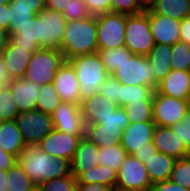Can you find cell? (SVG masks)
Here are the masks:
<instances>
[{
	"instance_id": "obj_1",
	"label": "cell",
	"mask_w": 190,
	"mask_h": 191,
	"mask_svg": "<svg viewBox=\"0 0 190 191\" xmlns=\"http://www.w3.org/2000/svg\"><path fill=\"white\" fill-rule=\"evenodd\" d=\"M17 163L35 185L71 174L70 162L54 158L38 145H29L17 157Z\"/></svg>"
},
{
	"instance_id": "obj_2",
	"label": "cell",
	"mask_w": 190,
	"mask_h": 191,
	"mask_svg": "<svg viewBox=\"0 0 190 191\" xmlns=\"http://www.w3.org/2000/svg\"><path fill=\"white\" fill-rule=\"evenodd\" d=\"M60 51L66 61L76 56L97 53L96 15L80 20H67Z\"/></svg>"
},
{
	"instance_id": "obj_3",
	"label": "cell",
	"mask_w": 190,
	"mask_h": 191,
	"mask_svg": "<svg viewBox=\"0 0 190 191\" xmlns=\"http://www.w3.org/2000/svg\"><path fill=\"white\" fill-rule=\"evenodd\" d=\"M67 61L78 79L81 101L97 94L103 81L110 75L97 53L76 56Z\"/></svg>"
},
{
	"instance_id": "obj_4",
	"label": "cell",
	"mask_w": 190,
	"mask_h": 191,
	"mask_svg": "<svg viewBox=\"0 0 190 191\" xmlns=\"http://www.w3.org/2000/svg\"><path fill=\"white\" fill-rule=\"evenodd\" d=\"M129 124L123 107H117L101 123L85 125V136L99 147L121 144L123 131Z\"/></svg>"
},
{
	"instance_id": "obj_5",
	"label": "cell",
	"mask_w": 190,
	"mask_h": 191,
	"mask_svg": "<svg viewBox=\"0 0 190 191\" xmlns=\"http://www.w3.org/2000/svg\"><path fill=\"white\" fill-rule=\"evenodd\" d=\"M150 31L149 9L134 15H126L124 46L132 54L147 56L154 47Z\"/></svg>"
},
{
	"instance_id": "obj_6",
	"label": "cell",
	"mask_w": 190,
	"mask_h": 191,
	"mask_svg": "<svg viewBox=\"0 0 190 191\" xmlns=\"http://www.w3.org/2000/svg\"><path fill=\"white\" fill-rule=\"evenodd\" d=\"M65 61L60 50L39 49L32 54L23 78L31 79L41 86L53 83L56 72Z\"/></svg>"
},
{
	"instance_id": "obj_7",
	"label": "cell",
	"mask_w": 190,
	"mask_h": 191,
	"mask_svg": "<svg viewBox=\"0 0 190 191\" xmlns=\"http://www.w3.org/2000/svg\"><path fill=\"white\" fill-rule=\"evenodd\" d=\"M38 46L61 50L67 19L62 12L44 8L38 15Z\"/></svg>"
},
{
	"instance_id": "obj_8",
	"label": "cell",
	"mask_w": 190,
	"mask_h": 191,
	"mask_svg": "<svg viewBox=\"0 0 190 191\" xmlns=\"http://www.w3.org/2000/svg\"><path fill=\"white\" fill-rule=\"evenodd\" d=\"M15 120L26 146L38 145L54 130L51 115L38 109L21 112Z\"/></svg>"
},
{
	"instance_id": "obj_9",
	"label": "cell",
	"mask_w": 190,
	"mask_h": 191,
	"mask_svg": "<svg viewBox=\"0 0 190 191\" xmlns=\"http://www.w3.org/2000/svg\"><path fill=\"white\" fill-rule=\"evenodd\" d=\"M121 84L150 86L156 89L152 66L144 55L133 54L112 74Z\"/></svg>"
},
{
	"instance_id": "obj_10",
	"label": "cell",
	"mask_w": 190,
	"mask_h": 191,
	"mask_svg": "<svg viewBox=\"0 0 190 191\" xmlns=\"http://www.w3.org/2000/svg\"><path fill=\"white\" fill-rule=\"evenodd\" d=\"M98 49L108 50L124 46L126 15L102 13L96 15Z\"/></svg>"
},
{
	"instance_id": "obj_11",
	"label": "cell",
	"mask_w": 190,
	"mask_h": 191,
	"mask_svg": "<svg viewBox=\"0 0 190 191\" xmlns=\"http://www.w3.org/2000/svg\"><path fill=\"white\" fill-rule=\"evenodd\" d=\"M188 100L153 94L152 114L156 126L171 127L185 119Z\"/></svg>"
},
{
	"instance_id": "obj_12",
	"label": "cell",
	"mask_w": 190,
	"mask_h": 191,
	"mask_svg": "<svg viewBox=\"0 0 190 191\" xmlns=\"http://www.w3.org/2000/svg\"><path fill=\"white\" fill-rule=\"evenodd\" d=\"M151 182L143 162L128 155L117 172L116 188L149 191Z\"/></svg>"
},
{
	"instance_id": "obj_13",
	"label": "cell",
	"mask_w": 190,
	"mask_h": 191,
	"mask_svg": "<svg viewBox=\"0 0 190 191\" xmlns=\"http://www.w3.org/2000/svg\"><path fill=\"white\" fill-rule=\"evenodd\" d=\"M85 135H70L59 130H53L38 146L54 158H62L71 163L80 140Z\"/></svg>"
},
{
	"instance_id": "obj_14",
	"label": "cell",
	"mask_w": 190,
	"mask_h": 191,
	"mask_svg": "<svg viewBox=\"0 0 190 191\" xmlns=\"http://www.w3.org/2000/svg\"><path fill=\"white\" fill-rule=\"evenodd\" d=\"M51 117L55 130L70 135H85V124L80 105L61 101Z\"/></svg>"
},
{
	"instance_id": "obj_15",
	"label": "cell",
	"mask_w": 190,
	"mask_h": 191,
	"mask_svg": "<svg viewBox=\"0 0 190 191\" xmlns=\"http://www.w3.org/2000/svg\"><path fill=\"white\" fill-rule=\"evenodd\" d=\"M53 87L61 101L75 105L81 104L80 85L74 68L68 61H65L56 72Z\"/></svg>"
},
{
	"instance_id": "obj_16",
	"label": "cell",
	"mask_w": 190,
	"mask_h": 191,
	"mask_svg": "<svg viewBox=\"0 0 190 191\" xmlns=\"http://www.w3.org/2000/svg\"><path fill=\"white\" fill-rule=\"evenodd\" d=\"M156 129L154 122H133L123 131L121 146L128 155H133L136 150L149 147L153 141Z\"/></svg>"
},
{
	"instance_id": "obj_17",
	"label": "cell",
	"mask_w": 190,
	"mask_h": 191,
	"mask_svg": "<svg viewBox=\"0 0 190 191\" xmlns=\"http://www.w3.org/2000/svg\"><path fill=\"white\" fill-rule=\"evenodd\" d=\"M149 23L155 43L172 46L180 41L181 21L156 15L149 9Z\"/></svg>"
},
{
	"instance_id": "obj_18",
	"label": "cell",
	"mask_w": 190,
	"mask_h": 191,
	"mask_svg": "<svg viewBox=\"0 0 190 191\" xmlns=\"http://www.w3.org/2000/svg\"><path fill=\"white\" fill-rule=\"evenodd\" d=\"M9 87L19 112L36 109L41 85L28 78L13 79Z\"/></svg>"
},
{
	"instance_id": "obj_19",
	"label": "cell",
	"mask_w": 190,
	"mask_h": 191,
	"mask_svg": "<svg viewBox=\"0 0 190 191\" xmlns=\"http://www.w3.org/2000/svg\"><path fill=\"white\" fill-rule=\"evenodd\" d=\"M155 91L168 97L189 100L190 72L171 70L170 73L158 83Z\"/></svg>"
},
{
	"instance_id": "obj_20",
	"label": "cell",
	"mask_w": 190,
	"mask_h": 191,
	"mask_svg": "<svg viewBox=\"0 0 190 191\" xmlns=\"http://www.w3.org/2000/svg\"><path fill=\"white\" fill-rule=\"evenodd\" d=\"M118 106L99 92L81 101L84 124H98L108 117Z\"/></svg>"
},
{
	"instance_id": "obj_21",
	"label": "cell",
	"mask_w": 190,
	"mask_h": 191,
	"mask_svg": "<svg viewBox=\"0 0 190 191\" xmlns=\"http://www.w3.org/2000/svg\"><path fill=\"white\" fill-rule=\"evenodd\" d=\"M153 143L158 152L181 159L190 155L185 144L178 138L171 127L156 126Z\"/></svg>"
},
{
	"instance_id": "obj_22",
	"label": "cell",
	"mask_w": 190,
	"mask_h": 191,
	"mask_svg": "<svg viewBox=\"0 0 190 191\" xmlns=\"http://www.w3.org/2000/svg\"><path fill=\"white\" fill-rule=\"evenodd\" d=\"M98 151L99 146L93 144L86 136L80 140L70 163L71 174L75 179L99 164Z\"/></svg>"
},
{
	"instance_id": "obj_23",
	"label": "cell",
	"mask_w": 190,
	"mask_h": 191,
	"mask_svg": "<svg viewBox=\"0 0 190 191\" xmlns=\"http://www.w3.org/2000/svg\"><path fill=\"white\" fill-rule=\"evenodd\" d=\"M0 52L11 77L13 79L23 78L33 52L28 48L13 46L8 40Z\"/></svg>"
},
{
	"instance_id": "obj_24",
	"label": "cell",
	"mask_w": 190,
	"mask_h": 191,
	"mask_svg": "<svg viewBox=\"0 0 190 191\" xmlns=\"http://www.w3.org/2000/svg\"><path fill=\"white\" fill-rule=\"evenodd\" d=\"M7 40L13 46L30 49L33 53L40 49L38 46V16L36 15L25 25H16L8 34Z\"/></svg>"
},
{
	"instance_id": "obj_25",
	"label": "cell",
	"mask_w": 190,
	"mask_h": 191,
	"mask_svg": "<svg viewBox=\"0 0 190 191\" xmlns=\"http://www.w3.org/2000/svg\"><path fill=\"white\" fill-rule=\"evenodd\" d=\"M25 148L16 120L0 122V149L17 158Z\"/></svg>"
},
{
	"instance_id": "obj_26",
	"label": "cell",
	"mask_w": 190,
	"mask_h": 191,
	"mask_svg": "<svg viewBox=\"0 0 190 191\" xmlns=\"http://www.w3.org/2000/svg\"><path fill=\"white\" fill-rule=\"evenodd\" d=\"M174 157L161 152L153 154L144 164L152 184L170 179L171 172L176 163Z\"/></svg>"
},
{
	"instance_id": "obj_27",
	"label": "cell",
	"mask_w": 190,
	"mask_h": 191,
	"mask_svg": "<svg viewBox=\"0 0 190 191\" xmlns=\"http://www.w3.org/2000/svg\"><path fill=\"white\" fill-rule=\"evenodd\" d=\"M152 66V72L156 79V87L172 70L171 68V46L155 43L154 47L146 56Z\"/></svg>"
},
{
	"instance_id": "obj_28",
	"label": "cell",
	"mask_w": 190,
	"mask_h": 191,
	"mask_svg": "<svg viewBox=\"0 0 190 191\" xmlns=\"http://www.w3.org/2000/svg\"><path fill=\"white\" fill-rule=\"evenodd\" d=\"M150 10L156 15L181 21L190 16V0H155Z\"/></svg>"
},
{
	"instance_id": "obj_29",
	"label": "cell",
	"mask_w": 190,
	"mask_h": 191,
	"mask_svg": "<svg viewBox=\"0 0 190 191\" xmlns=\"http://www.w3.org/2000/svg\"><path fill=\"white\" fill-rule=\"evenodd\" d=\"M77 183L92 184L101 183L116 188L117 171L108 168L106 165L98 164L90 170L82 173L77 179Z\"/></svg>"
},
{
	"instance_id": "obj_30",
	"label": "cell",
	"mask_w": 190,
	"mask_h": 191,
	"mask_svg": "<svg viewBox=\"0 0 190 191\" xmlns=\"http://www.w3.org/2000/svg\"><path fill=\"white\" fill-rule=\"evenodd\" d=\"M155 89L150 86L121 84L119 88L118 107L128 102L140 100H153Z\"/></svg>"
},
{
	"instance_id": "obj_31",
	"label": "cell",
	"mask_w": 190,
	"mask_h": 191,
	"mask_svg": "<svg viewBox=\"0 0 190 191\" xmlns=\"http://www.w3.org/2000/svg\"><path fill=\"white\" fill-rule=\"evenodd\" d=\"M97 54L106 70L111 75L119 68L126 58H130L133 55L125 46L108 50L98 49Z\"/></svg>"
},
{
	"instance_id": "obj_32",
	"label": "cell",
	"mask_w": 190,
	"mask_h": 191,
	"mask_svg": "<svg viewBox=\"0 0 190 191\" xmlns=\"http://www.w3.org/2000/svg\"><path fill=\"white\" fill-rule=\"evenodd\" d=\"M128 154L122 148L121 144L99 147L98 159L99 164L106 165L115 171H119L122 163L127 158Z\"/></svg>"
},
{
	"instance_id": "obj_33",
	"label": "cell",
	"mask_w": 190,
	"mask_h": 191,
	"mask_svg": "<svg viewBox=\"0 0 190 191\" xmlns=\"http://www.w3.org/2000/svg\"><path fill=\"white\" fill-rule=\"evenodd\" d=\"M130 123L153 122L152 100L131 101L123 106Z\"/></svg>"
},
{
	"instance_id": "obj_34",
	"label": "cell",
	"mask_w": 190,
	"mask_h": 191,
	"mask_svg": "<svg viewBox=\"0 0 190 191\" xmlns=\"http://www.w3.org/2000/svg\"><path fill=\"white\" fill-rule=\"evenodd\" d=\"M6 182L5 191H30L35 186L17 162L7 170Z\"/></svg>"
},
{
	"instance_id": "obj_35",
	"label": "cell",
	"mask_w": 190,
	"mask_h": 191,
	"mask_svg": "<svg viewBox=\"0 0 190 191\" xmlns=\"http://www.w3.org/2000/svg\"><path fill=\"white\" fill-rule=\"evenodd\" d=\"M60 102L61 99L53 87V83L44 84L40 87L36 109L51 115Z\"/></svg>"
},
{
	"instance_id": "obj_36",
	"label": "cell",
	"mask_w": 190,
	"mask_h": 191,
	"mask_svg": "<svg viewBox=\"0 0 190 191\" xmlns=\"http://www.w3.org/2000/svg\"><path fill=\"white\" fill-rule=\"evenodd\" d=\"M171 68L190 72V46L183 42H176L171 46Z\"/></svg>"
},
{
	"instance_id": "obj_37",
	"label": "cell",
	"mask_w": 190,
	"mask_h": 191,
	"mask_svg": "<svg viewBox=\"0 0 190 191\" xmlns=\"http://www.w3.org/2000/svg\"><path fill=\"white\" fill-rule=\"evenodd\" d=\"M19 113L11 88L6 86L0 93V122L15 120Z\"/></svg>"
},
{
	"instance_id": "obj_38",
	"label": "cell",
	"mask_w": 190,
	"mask_h": 191,
	"mask_svg": "<svg viewBox=\"0 0 190 191\" xmlns=\"http://www.w3.org/2000/svg\"><path fill=\"white\" fill-rule=\"evenodd\" d=\"M170 180L190 189V155L176 160Z\"/></svg>"
},
{
	"instance_id": "obj_39",
	"label": "cell",
	"mask_w": 190,
	"mask_h": 191,
	"mask_svg": "<svg viewBox=\"0 0 190 191\" xmlns=\"http://www.w3.org/2000/svg\"><path fill=\"white\" fill-rule=\"evenodd\" d=\"M76 184L77 180L70 174L42 182L39 187L42 191H76Z\"/></svg>"
},
{
	"instance_id": "obj_40",
	"label": "cell",
	"mask_w": 190,
	"mask_h": 191,
	"mask_svg": "<svg viewBox=\"0 0 190 191\" xmlns=\"http://www.w3.org/2000/svg\"><path fill=\"white\" fill-rule=\"evenodd\" d=\"M10 27L6 35L16 26L25 25L35 17V8L9 7Z\"/></svg>"
},
{
	"instance_id": "obj_41",
	"label": "cell",
	"mask_w": 190,
	"mask_h": 191,
	"mask_svg": "<svg viewBox=\"0 0 190 191\" xmlns=\"http://www.w3.org/2000/svg\"><path fill=\"white\" fill-rule=\"evenodd\" d=\"M62 13L67 20L85 19L91 15L83 0H70Z\"/></svg>"
},
{
	"instance_id": "obj_42",
	"label": "cell",
	"mask_w": 190,
	"mask_h": 191,
	"mask_svg": "<svg viewBox=\"0 0 190 191\" xmlns=\"http://www.w3.org/2000/svg\"><path fill=\"white\" fill-rule=\"evenodd\" d=\"M121 83L111 74L103 81L99 93L118 106Z\"/></svg>"
},
{
	"instance_id": "obj_43",
	"label": "cell",
	"mask_w": 190,
	"mask_h": 191,
	"mask_svg": "<svg viewBox=\"0 0 190 191\" xmlns=\"http://www.w3.org/2000/svg\"><path fill=\"white\" fill-rule=\"evenodd\" d=\"M144 11L136 0H111V12L134 15Z\"/></svg>"
},
{
	"instance_id": "obj_44",
	"label": "cell",
	"mask_w": 190,
	"mask_h": 191,
	"mask_svg": "<svg viewBox=\"0 0 190 191\" xmlns=\"http://www.w3.org/2000/svg\"><path fill=\"white\" fill-rule=\"evenodd\" d=\"M91 15L111 12V0H83Z\"/></svg>"
},
{
	"instance_id": "obj_45",
	"label": "cell",
	"mask_w": 190,
	"mask_h": 191,
	"mask_svg": "<svg viewBox=\"0 0 190 191\" xmlns=\"http://www.w3.org/2000/svg\"><path fill=\"white\" fill-rule=\"evenodd\" d=\"M9 7L35 8V16L44 8V0H11Z\"/></svg>"
},
{
	"instance_id": "obj_46",
	"label": "cell",
	"mask_w": 190,
	"mask_h": 191,
	"mask_svg": "<svg viewBox=\"0 0 190 191\" xmlns=\"http://www.w3.org/2000/svg\"><path fill=\"white\" fill-rule=\"evenodd\" d=\"M179 139L185 144L186 149L190 152V130L185 126V122L181 121L171 126Z\"/></svg>"
},
{
	"instance_id": "obj_47",
	"label": "cell",
	"mask_w": 190,
	"mask_h": 191,
	"mask_svg": "<svg viewBox=\"0 0 190 191\" xmlns=\"http://www.w3.org/2000/svg\"><path fill=\"white\" fill-rule=\"evenodd\" d=\"M149 191H190V189L178 185L169 179L152 184Z\"/></svg>"
},
{
	"instance_id": "obj_48",
	"label": "cell",
	"mask_w": 190,
	"mask_h": 191,
	"mask_svg": "<svg viewBox=\"0 0 190 191\" xmlns=\"http://www.w3.org/2000/svg\"><path fill=\"white\" fill-rule=\"evenodd\" d=\"M158 152L153 141L149 143V147H143L140 150H136L133 156L138 158L144 164L147 162V159L150 158L153 154Z\"/></svg>"
},
{
	"instance_id": "obj_49",
	"label": "cell",
	"mask_w": 190,
	"mask_h": 191,
	"mask_svg": "<svg viewBox=\"0 0 190 191\" xmlns=\"http://www.w3.org/2000/svg\"><path fill=\"white\" fill-rule=\"evenodd\" d=\"M76 191H114V189L101 183H92V184L77 183Z\"/></svg>"
},
{
	"instance_id": "obj_50",
	"label": "cell",
	"mask_w": 190,
	"mask_h": 191,
	"mask_svg": "<svg viewBox=\"0 0 190 191\" xmlns=\"http://www.w3.org/2000/svg\"><path fill=\"white\" fill-rule=\"evenodd\" d=\"M17 162V158L5 152L3 149H0V170L7 171Z\"/></svg>"
},
{
	"instance_id": "obj_51",
	"label": "cell",
	"mask_w": 190,
	"mask_h": 191,
	"mask_svg": "<svg viewBox=\"0 0 190 191\" xmlns=\"http://www.w3.org/2000/svg\"><path fill=\"white\" fill-rule=\"evenodd\" d=\"M180 42L186 43L190 46V16H186L181 20Z\"/></svg>"
},
{
	"instance_id": "obj_52",
	"label": "cell",
	"mask_w": 190,
	"mask_h": 191,
	"mask_svg": "<svg viewBox=\"0 0 190 191\" xmlns=\"http://www.w3.org/2000/svg\"><path fill=\"white\" fill-rule=\"evenodd\" d=\"M9 4L0 5V29L5 33L10 27Z\"/></svg>"
},
{
	"instance_id": "obj_53",
	"label": "cell",
	"mask_w": 190,
	"mask_h": 191,
	"mask_svg": "<svg viewBox=\"0 0 190 191\" xmlns=\"http://www.w3.org/2000/svg\"><path fill=\"white\" fill-rule=\"evenodd\" d=\"M13 80L11 77L9 70L5 66V60L0 52V84L9 86L10 82Z\"/></svg>"
},
{
	"instance_id": "obj_54",
	"label": "cell",
	"mask_w": 190,
	"mask_h": 191,
	"mask_svg": "<svg viewBox=\"0 0 190 191\" xmlns=\"http://www.w3.org/2000/svg\"><path fill=\"white\" fill-rule=\"evenodd\" d=\"M70 0H44L45 8L57 12H63Z\"/></svg>"
},
{
	"instance_id": "obj_55",
	"label": "cell",
	"mask_w": 190,
	"mask_h": 191,
	"mask_svg": "<svg viewBox=\"0 0 190 191\" xmlns=\"http://www.w3.org/2000/svg\"><path fill=\"white\" fill-rule=\"evenodd\" d=\"M7 171L0 170V191H5L7 184Z\"/></svg>"
},
{
	"instance_id": "obj_56",
	"label": "cell",
	"mask_w": 190,
	"mask_h": 191,
	"mask_svg": "<svg viewBox=\"0 0 190 191\" xmlns=\"http://www.w3.org/2000/svg\"><path fill=\"white\" fill-rule=\"evenodd\" d=\"M138 5L145 11L152 7L155 0H136Z\"/></svg>"
},
{
	"instance_id": "obj_57",
	"label": "cell",
	"mask_w": 190,
	"mask_h": 191,
	"mask_svg": "<svg viewBox=\"0 0 190 191\" xmlns=\"http://www.w3.org/2000/svg\"><path fill=\"white\" fill-rule=\"evenodd\" d=\"M183 121L185 122V126L190 130V99L188 100L186 116Z\"/></svg>"
},
{
	"instance_id": "obj_58",
	"label": "cell",
	"mask_w": 190,
	"mask_h": 191,
	"mask_svg": "<svg viewBox=\"0 0 190 191\" xmlns=\"http://www.w3.org/2000/svg\"><path fill=\"white\" fill-rule=\"evenodd\" d=\"M7 40V35L6 33L0 29V50L2 49V47L4 46L5 42Z\"/></svg>"
},
{
	"instance_id": "obj_59",
	"label": "cell",
	"mask_w": 190,
	"mask_h": 191,
	"mask_svg": "<svg viewBox=\"0 0 190 191\" xmlns=\"http://www.w3.org/2000/svg\"><path fill=\"white\" fill-rule=\"evenodd\" d=\"M30 191H42L39 185H35Z\"/></svg>"
},
{
	"instance_id": "obj_60",
	"label": "cell",
	"mask_w": 190,
	"mask_h": 191,
	"mask_svg": "<svg viewBox=\"0 0 190 191\" xmlns=\"http://www.w3.org/2000/svg\"><path fill=\"white\" fill-rule=\"evenodd\" d=\"M114 191H141V190H131V189H118V188H115Z\"/></svg>"
},
{
	"instance_id": "obj_61",
	"label": "cell",
	"mask_w": 190,
	"mask_h": 191,
	"mask_svg": "<svg viewBox=\"0 0 190 191\" xmlns=\"http://www.w3.org/2000/svg\"><path fill=\"white\" fill-rule=\"evenodd\" d=\"M11 0H0V5L9 4Z\"/></svg>"
},
{
	"instance_id": "obj_62",
	"label": "cell",
	"mask_w": 190,
	"mask_h": 191,
	"mask_svg": "<svg viewBox=\"0 0 190 191\" xmlns=\"http://www.w3.org/2000/svg\"><path fill=\"white\" fill-rule=\"evenodd\" d=\"M5 85L0 84V93L5 89Z\"/></svg>"
}]
</instances>
